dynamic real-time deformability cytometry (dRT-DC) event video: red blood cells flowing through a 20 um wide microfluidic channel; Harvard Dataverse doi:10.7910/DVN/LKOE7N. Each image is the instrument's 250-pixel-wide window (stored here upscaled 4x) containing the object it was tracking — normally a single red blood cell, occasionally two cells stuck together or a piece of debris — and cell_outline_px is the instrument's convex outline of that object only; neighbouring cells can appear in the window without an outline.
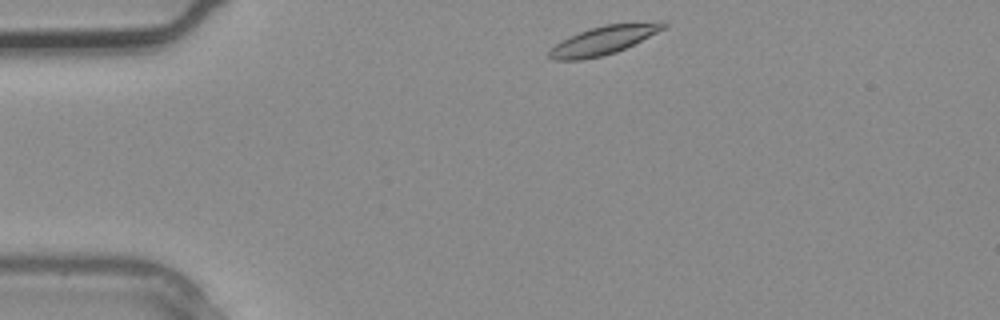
{"species": "common noctule bat (a hibernating species)", "species_latin": "Nyctalus noctula", "temperature_condition": "warm", "stored_images_in_passage": 2, "camera_frame_rate_fps": 3000, "um_per_image_px": 0.085, "animal": {"sex": "male", "body_mass_g": 20.4}, "frame": {"image": 1, "passage_image": 1, "time_ms": 0.0, "image_size_px": [1000, 320], "cell_outline_px": [[668, 24], [664, 28], [616, 52], [604, 56], [584, 60], [552, 60], [548, 56], [548, 52], [556, 44], [580, 32], [604, 24], [656, 20], [664, 20]], "centroid_in_image_um": [51.34, 3.4], "position_along_channel_um": 33.7, "area_um2": 18.96}}
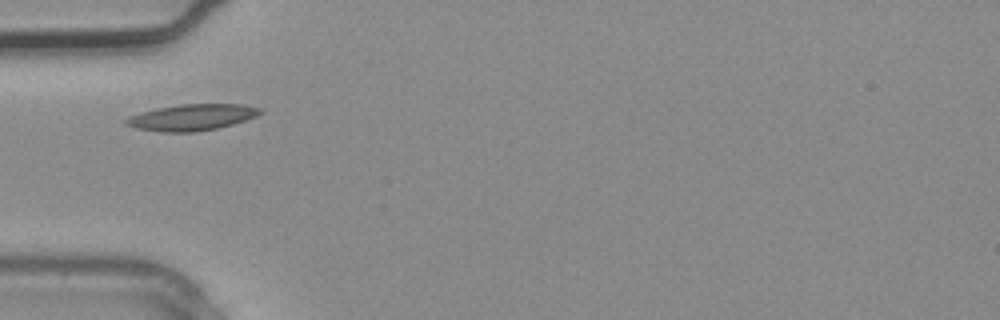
{"frame": {"image": 2, "passage_image": 2, "time_ms": 0.333, "image_size_px": [1000, 320], "cell_outline_px": [[264, 112], [256, 116], [232, 124], [216, 128], [196, 132], [160, 132], [136, 128], [124, 124], [124, 120], [128, 116], [140, 112], [156, 108], [180, 104], [244, 104], [260, 108]], "centroid_in_image_um": [16.27, 9.97], "position_along_channel_um": 68.7, "area_um2": 20.63}}